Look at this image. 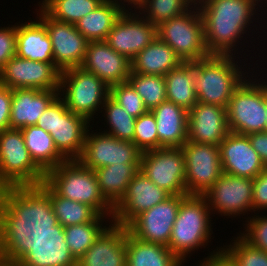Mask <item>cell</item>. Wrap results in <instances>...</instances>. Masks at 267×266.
<instances>
[{
	"instance_id": "1",
	"label": "cell",
	"mask_w": 267,
	"mask_h": 266,
	"mask_svg": "<svg viewBox=\"0 0 267 266\" xmlns=\"http://www.w3.org/2000/svg\"><path fill=\"white\" fill-rule=\"evenodd\" d=\"M58 224L40 185L0 188V261L16 264Z\"/></svg>"
},
{
	"instance_id": "2",
	"label": "cell",
	"mask_w": 267,
	"mask_h": 266,
	"mask_svg": "<svg viewBox=\"0 0 267 266\" xmlns=\"http://www.w3.org/2000/svg\"><path fill=\"white\" fill-rule=\"evenodd\" d=\"M196 5L203 19L205 46L210 54L233 55L238 50L237 44L241 45L239 40L248 28L251 30L250 24L259 15L258 0H197Z\"/></svg>"
},
{
	"instance_id": "3",
	"label": "cell",
	"mask_w": 267,
	"mask_h": 266,
	"mask_svg": "<svg viewBox=\"0 0 267 266\" xmlns=\"http://www.w3.org/2000/svg\"><path fill=\"white\" fill-rule=\"evenodd\" d=\"M234 57L210 54L194 62V85L198 102L227 108L235 89L250 76V70L242 71L243 65H237L239 60L235 61Z\"/></svg>"
},
{
	"instance_id": "4",
	"label": "cell",
	"mask_w": 267,
	"mask_h": 266,
	"mask_svg": "<svg viewBox=\"0 0 267 266\" xmlns=\"http://www.w3.org/2000/svg\"><path fill=\"white\" fill-rule=\"evenodd\" d=\"M45 182L61 197L88 204L112 222L113 206L102 195L94 170L78 159L66 160L45 174Z\"/></svg>"
},
{
	"instance_id": "5",
	"label": "cell",
	"mask_w": 267,
	"mask_h": 266,
	"mask_svg": "<svg viewBox=\"0 0 267 266\" xmlns=\"http://www.w3.org/2000/svg\"><path fill=\"white\" fill-rule=\"evenodd\" d=\"M210 213L203 196L187 195L181 201L167 247L183 264L191 252L201 246L205 248L211 241L213 231Z\"/></svg>"
},
{
	"instance_id": "6",
	"label": "cell",
	"mask_w": 267,
	"mask_h": 266,
	"mask_svg": "<svg viewBox=\"0 0 267 266\" xmlns=\"http://www.w3.org/2000/svg\"><path fill=\"white\" fill-rule=\"evenodd\" d=\"M59 96L63 97L69 111L90 122L95 120V114L102 113L109 86L82 67H72L61 71Z\"/></svg>"
},
{
	"instance_id": "7",
	"label": "cell",
	"mask_w": 267,
	"mask_h": 266,
	"mask_svg": "<svg viewBox=\"0 0 267 266\" xmlns=\"http://www.w3.org/2000/svg\"><path fill=\"white\" fill-rule=\"evenodd\" d=\"M45 173L34 163L21 129L0 132V188L40 185Z\"/></svg>"
},
{
	"instance_id": "8",
	"label": "cell",
	"mask_w": 267,
	"mask_h": 266,
	"mask_svg": "<svg viewBox=\"0 0 267 266\" xmlns=\"http://www.w3.org/2000/svg\"><path fill=\"white\" fill-rule=\"evenodd\" d=\"M157 36L176 52L182 62L193 63L210 55L205 46L203 19L196 3L187 12L157 26Z\"/></svg>"
},
{
	"instance_id": "9",
	"label": "cell",
	"mask_w": 267,
	"mask_h": 266,
	"mask_svg": "<svg viewBox=\"0 0 267 266\" xmlns=\"http://www.w3.org/2000/svg\"><path fill=\"white\" fill-rule=\"evenodd\" d=\"M250 77L235 89L226 108L229 131L245 135L266 127L265 80Z\"/></svg>"
},
{
	"instance_id": "10",
	"label": "cell",
	"mask_w": 267,
	"mask_h": 266,
	"mask_svg": "<svg viewBox=\"0 0 267 266\" xmlns=\"http://www.w3.org/2000/svg\"><path fill=\"white\" fill-rule=\"evenodd\" d=\"M140 170L170 195H187L186 166L181 147L152 149L142 152Z\"/></svg>"
},
{
	"instance_id": "11",
	"label": "cell",
	"mask_w": 267,
	"mask_h": 266,
	"mask_svg": "<svg viewBox=\"0 0 267 266\" xmlns=\"http://www.w3.org/2000/svg\"><path fill=\"white\" fill-rule=\"evenodd\" d=\"M181 148L185 158L187 195L203 196L223 174L219 146L187 141Z\"/></svg>"
},
{
	"instance_id": "12",
	"label": "cell",
	"mask_w": 267,
	"mask_h": 266,
	"mask_svg": "<svg viewBox=\"0 0 267 266\" xmlns=\"http://www.w3.org/2000/svg\"><path fill=\"white\" fill-rule=\"evenodd\" d=\"M91 132L88 129L82 154L78 158L84 166L96 170L123 163L140 164L142 151L132 141L120 140L104 132Z\"/></svg>"
},
{
	"instance_id": "13",
	"label": "cell",
	"mask_w": 267,
	"mask_h": 266,
	"mask_svg": "<svg viewBox=\"0 0 267 266\" xmlns=\"http://www.w3.org/2000/svg\"><path fill=\"white\" fill-rule=\"evenodd\" d=\"M253 178L237 177L223 173L204 194L212 214L234 218L253 212ZM217 211V212H216ZM241 214V215H240Z\"/></svg>"
},
{
	"instance_id": "14",
	"label": "cell",
	"mask_w": 267,
	"mask_h": 266,
	"mask_svg": "<svg viewBox=\"0 0 267 266\" xmlns=\"http://www.w3.org/2000/svg\"><path fill=\"white\" fill-rule=\"evenodd\" d=\"M61 70L54 63L12 57L0 69V85L9 89L59 90Z\"/></svg>"
},
{
	"instance_id": "15",
	"label": "cell",
	"mask_w": 267,
	"mask_h": 266,
	"mask_svg": "<svg viewBox=\"0 0 267 266\" xmlns=\"http://www.w3.org/2000/svg\"><path fill=\"white\" fill-rule=\"evenodd\" d=\"M37 12V18L45 25L52 42L54 64L61 71L81 67L89 41L74 24L52 19L40 7Z\"/></svg>"
},
{
	"instance_id": "16",
	"label": "cell",
	"mask_w": 267,
	"mask_h": 266,
	"mask_svg": "<svg viewBox=\"0 0 267 266\" xmlns=\"http://www.w3.org/2000/svg\"><path fill=\"white\" fill-rule=\"evenodd\" d=\"M187 195H171L165 201L139 214L128 226L137 239L168 246L181 201Z\"/></svg>"
},
{
	"instance_id": "17",
	"label": "cell",
	"mask_w": 267,
	"mask_h": 266,
	"mask_svg": "<svg viewBox=\"0 0 267 266\" xmlns=\"http://www.w3.org/2000/svg\"><path fill=\"white\" fill-rule=\"evenodd\" d=\"M129 7L115 22L105 42L131 61L134 56L156 39L157 26L140 16L136 10L133 13L131 6Z\"/></svg>"
},
{
	"instance_id": "18",
	"label": "cell",
	"mask_w": 267,
	"mask_h": 266,
	"mask_svg": "<svg viewBox=\"0 0 267 266\" xmlns=\"http://www.w3.org/2000/svg\"><path fill=\"white\" fill-rule=\"evenodd\" d=\"M170 196L166 190L156 186L139 170L129 183L123 198L113 207L112 222L127 227L139 214Z\"/></svg>"
},
{
	"instance_id": "19",
	"label": "cell",
	"mask_w": 267,
	"mask_h": 266,
	"mask_svg": "<svg viewBox=\"0 0 267 266\" xmlns=\"http://www.w3.org/2000/svg\"><path fill=\"white\" fill-rule=\"evenodd\" d=\"M90 123L85 117L69 111L62 97L58 95L55 98V123L50 135L58 151L67 160L81 156Z\"/></svg>"
},
{
	"instance_id": "20",
	"label": "cell",
	"mask_w": 267,
	"mask_h": 266,
	"mask_svg": "<svg viewBox=\"0 0 267 266\" xmlns=\"http://www.w3.org/2000/svg\"><path fill=\"white\" fill-rule=\"evenodd\" d=\"M218 146L223 173L254 179L267 168L248 135L230 131Z\"/></svg>"
},
{
	"instance_id": "21",
	"label": "cell",
	"mask_w": 267,
	"mask_h": 266,
	"mask_svg": "<svg viewBox=\"0 0 267 266\" xmlns=\"http://www.w3.org/2000/svg\"><path fill=\"white\" fill-rule=\"evenodd\" d=\"M81 67L95 74L110 87L128 81L131 61L112 49L105 41H96L88 43Z\"/></svg>"
},
{
	"instance_id": "22",
	"label": "cell",
	"mask_w": 267,
	"mask_h": 266,
	"mask_svg": "<svg viewBox=\"0 0 267 266\" xmlns=\"http://www.w3.org/2000/svg\"><path fill=\"white\" fill-rule=\"evenodd\" d=\"M187 127V141L219 145L230 132L227 110L220 105L197 102L188 111Z\"/></svg>"
},
{
	"instance_id": "23",
	"label": "cell",
	"mask_w": 267,
	"mask_h": 266,
	"mask_svg": "<svg viewBox=\"0 0 267 266\" xmlns=\"http://www.w3.org/2000/svg\"><path fill=\"white\" fill-rule=\"evenodd\" d=\"M108 226L77 260V266H127L126 227L113 222Z\"/></svg>"
},
{
	"instance_id": "24",
	"label": "cell",
	"mask_w": 267,
	"mask_h": 266,
	"mask_svg": "<svg viewBox=\"0 0 267 266\" xmlns=\"http://www.w3.org/2000/svg\"><path fill=\"white\" fill-rule=\"evenodd\" d=\"M17 266H77L65 241L64 227L58 224L40 239L17 263Z\"/></svg>"
},
{
	"instance_id": "25",
	"label": "cell",
	"mask_w": 267,
	"mask_h": 266,
	"mask_svg": "<svg viewBox=\"0 0 267 266\" xmlns=\"http://www.w3.org/2000/svg\"><path fill=\"white\" fill-rule=\"evenodd\" d=\"M58 95L59 90L13 89L10 128L22 129L36 125L39 117Z\"/></svg>"
},
{
	"instance_id": "26",
	"label": "cell",
	"mask_w": 267,
	"mask_h": 266,
	"mask_svg": "<svg viewBox=\"0 0 267 266\" xmlns=\"http://www.w3.org/2000/svg\"><path fill=\"white\" fill-rule=\"evenodd\" d=\"M155 116L159 148L182 147L188 138V111L165 101L151 110Z\"/></svg>"
},
{
	"instance_id": "27",
	"label": "cell",
	"mask_w": 267,
	"mask_h": 266,
	"mask_svg": "<svg viewBox=\"0 0 267 266\" xmlns=\"http://www.w3.org/2000/svg\"><path fill=\"white\" fill-rule=\"evenodd\" d=\"M17 24L16 56L22 59L54 63L53 47L45 25L38 19Z\"/></svg>"
},
{
	"instance_id": "28",
	"label": "cell",
	"mask_w": 267,
	"mask_h": 266,
	"mask_svg": "<svg viewBox=\"0 0 267 266\" xmlns=\"http://www.w3.org/2000/svg\"><path fill=\"white\" fill-rule=\"evenodd\" d=\"M182 60L176 52L158 36L131 59V71L139 74L165 76Z\"/></svg>"
},
{
	"instance_id": "29",
	"label": "cell",
	"mask_w": 267,
	"mask_h": 266,
	"mask_svg": "<svg viewBox=\"0 0 267 266\" xmlns=\"http://www.w3.org/2000/svg\"><path fill=\"white\" fill-rule=\"evenodd\" d=\"M121 2L104 0L95 10L75 23L76 29L89 42L105 41L115 22L126 10L125 2Z\"/></svg>"
},
{
	"instance_id": "30",
	"label": "cell",
	"mask_w": 267,
	"mask_h": 266,
	"mask_svg": "<svg viewBox=\"0 0 267 266\" xmlns=\"http://www.w3.org/2000/svg\"><path fill=\"white\" fill-rule=\"evenodd\" d=\"M127 266H182L167 246L134 237L126 227Z\"/></svg>"
},
{
	"instance_id": "31",
	"label": "cell",
	"mask_w": 267,
	"mask_h": 266,
	"mask_svg": "<svg viewBox=\"0 0 267 266\" xmlns=\"http://www.w3.org/2000/svg\"><path fill=\"white\" fill-rule=\"evenodd\" d=\"M21 132L32 160L45 174L67 160L46 130L33 125L22 128Z\"/></svg>"
},
{
	"instance_id": "32",
	"label": "cell",
	"mask_w": 267,
	"mask_h": 266,
	"mask_svg": "<svg viewBox=\"0 0 267 266\" xmlns=\"http://www.w3.org/2000/svg\"><path fill=\"white\" fill-rule=\"evenodd\" d=\"M167 101L191 110L198 102L194 85V62H182L164 76Z\"/></svg>"
},
{
	"instance_id": "33",
	"label": "cell",
	"mask_w": 267,
	"mask_h": 266,
	"mask_svg": "<svg viewBox=\"0 0 267 266\" xmlns=\"http://www.w3.org/2000/svg\"><path fill=\"white\" fill-rule=\"evenodd\" d=\"M140 170V164L109 165L94 170L100 191L114 207L125 195L134 175Z\"/></svg>"
},
{
	"instance_id": "34",
	"label": "cell",
	"mask_w": 267,
	"mask_h": 266,
	"mask_svg": "<svg viewBox=\"0 0 267 266\" xmlns=\"http://www.w3.org/2000/svg\"><path fill=\"white\" fill-rule=\"evenodd\" d=\"M40 186L50 196L54 214L63 227L93 222L100 215L88 204L59 196L45 181Z\"/></svg>"
},
{
	"instance_id": "35",
	"label": "cell",
	"mask_w": 267,
	"mask_h": 266,
	"mask_svg": "<svg viewBox=\"0 0 267 266\" xmlns=\"http://www.w3.org/2000/svg\"><path fill=\"white\" fill-rule=\"evenodd\" d=\"M195 3V0H138L132 8L138 10L144 19L159 26L162 22L187 12Z\"/></svg>"
},
{
	"instance_id": "36",
	"label": "cell",
	"mask_w": 267,
	"mask_h": 266,
	"mask_svg": "<svg viewBox=\"0 0 267 266\" xmlns=\"http://www.w3.org/2000/svg\"><path fill=\"white\" fill-rule=\"evenodd\" d=\"M104 0H42L39 7L52 19L74 24Z\"/></svg>"
},
{
	"instance_id": "37",
	"label": "cell",
	"mask_w": 267,
	"mask_h": 266,
	"mask_svg": "<svg viewBox=\"0 0 267 266\" xmlns=\"http://www.w3.org/2000/svg\"><path fill=\"white\" fill-rule=\"evenodd\" d=\"M99 215L93 222L64 227L65 241L71 254L78 260L108 227L104 226V218Z\"/></svg>"
},
{
	"instance_id": "38",
	"label": "cell",
	"mask_w": 267,
	"mask_h": 266,
	"mask_svg": "<svg viewBox=\"0 0 267 266\" xmlns=\"http://www.w3.org/2000/svg\"><path fill=\"white\" fill-rule=\"evenodd\" d=\"M128 82L143 99L148 111L167 101L166 82L162 75L130 72Z\"/></svg>"
},
{
	"instance_id": "39",
	"label": "cell",
	"mask_w": 267,
	"mask_h": 266,
	"mask_svg": "<svg viewBox=\"0 0 267 266\" xmlns=\"http://www.w3.org/2000/svg\"><path fill=\"white\" fill-rule=\"evenodd\" d=\"M102 111L108 124V131L102 132L120 140L133 141L136 118L128 114L117 102L108 96Z\"/></svg>"
},
{
	"instance_id": "40",
	"label": "cell",
	"mask_w": 267,
	"mask_h": 266,
	"mask_svg": "<svg viewBox=\"0 0 267 266\" xmlns=\"http://www.w3.org/2000/svg\"><path fill=\"white\" fill-rule=\"evenodd\" d=\"M231 240L222 250L233 260L236 266H267V252L251 246L240 235Z\"/></svg>"
},
{
	"instance_id": "41",
	"label": "cell",
	"mask_w": 267,
	"mask_h": 266,
	"mask_svg": "<svg viewBox=\"0 0 267 266\" xmlns=\"http://www.w3.org/2000/svg\"><path fill=\"white\" fill-rule=\"evenodd\" d=\"M109 96L135 118L148 112L143 99L128 81L110 86Z\"/></svg>"
},
{
	"instance_id": "42",
	"label": "cell",
	"mask_w": 267,
	"mask_h": 266,
	"mask_svg": "<svg viewBox=\"0 0 267 266\" xmlns=\"http://www.w3.org/2000/svg\"><path fill=\"white\" fill-rule=\"evenodd\" d=\"M142 152L159 149L155 116L151 111L136 118L132 141Z\"/></svg>"
},
{
	"instance_id": "43",
	"label": "cell",
	"mask_w": 267,
	"mask_h": 266,
	"mask_svg": "<svg viewBox=\"0 0 267 266\" xmlns=\"http://www.w3.org/2000/svg\"><path fill=\"white\" fill-rule=\"evenodd\" d=\"M256 214L245 221V231L239 235L251 246L267 252V216Z\"/></svg>"
},
{
	"instance_id": "44",
	"label": "cell",
	"mask_w": 267,
	"mask_h": 266,
	"mask_svg": "<svg viewBox=\"0 0 267 266\" xmlns=\"http://www.w3.org/2000/svg\"><path fill=\"white\" fill-rule=\"evenodd\" d=\"M17 25L0 27V69L16 55Z\"/></svg>"
},
{
	"instance_id": "45",
	"label": "cell",
	"mask_w": 267,
	"mask_h": 266,
	"mask_svg": "<svg viewBox=\"0 0 267 266\" xmlns=\"http://www.w3.org/2000/svg\"><path fill=\"white\" fill-rule=\"evenodd\" d=\"M252 207L254 213L267 210V168L254 178Z\"/></svg>"
},
{
	"instance_id": "46",
	"label": "cell",
	"mask_w": 267,
	"mask_h": 266,
	"mask_svg": "<svg viewBox=\"0 0 267 266\" xmlns=\"http://www.w3.org/2000/svg\"><path fill=\"white\" fill-rule=\"evenodd\" d=\"M12 90L0 85V132L10 128Z\"/></svg>"
},
{
	"instance_id": "47",
	"label": "cell",
	"mask_w": 267,
	"mask_h": 266,
	"mask_svg": "<svg viewBox=\"0 0 267 266\" xmlns=\"http://www.w3.org/2000/svg\"><path fill=\"white\" fill-rule=\"evenodd\" d=\"M215 251V252H214ZM203 261L200 260L199 265L196 266H236L233 260L219 247V250L215 249L212 253H209Z\"/></svg>"
},
{
	"instance_id": "48",
	"label": "cell",
	"mask_w": 267,
	"mask_h": 266,
	"mask_svg": "<svg viewBox=\"0 0 267 266\" xmlns=\"http://www.w3.org/2000/svg\"><path fill=\"white\" fill-rule=\"evenodd\" d=\"M253 149L259 154L262 162L267 167V132H257L248 135Z\"/></svg>"
},
{
	"instance_id": "49",
	"label": "cell",
	"mask_w": 267,
	"mask_h": 266,
	"mask_svg": "<svg viewBox=\"0 0 267 266\" xmlns=\"http://www.w3.org/2000/svg\"><path fill=\"white\" fill-rule=\"evenodd\" d=\"M55 123V99L46 108L43 114L39 117L36 124L37 127L46 130L48 133L54 130Z\"/></svg>"
},
{
	"instance_id": "50",
	"label": "cell",
	"mask_w": 267,
	"mask_h": 266,
	"mask_svg": "<svg viewBox=\"0 0 267 266\" xmlns=\"http://www.w3.org/2000/svg\"><path fill=\"white\" fill-rule=\"evenodd\" d=\"M265 105H266V127H265V131L267 132V81L265 82Z\"/></svg>"
},
{
	"instance_id": "51",
	"label": "cell",
	"mask_w": 267,
	"mask_h": 266,
	"mask_svg": "<svg viewBox=\"0 0 267 266\" xmlns=\"http://www.w3.org/2000/svg\"><path fill=\"white\" fill-rule=\"evenodd\" d=\"M263 2H264V3H263ZM258 4L261 5V6L259 5V9H260V10H264L263 7H265V4H266V7H267V0H264V1H263V0H258ZM263 4H264V5H263ZM262 5H263V6H262ZM261 8H262V9H261Z\"/></svg>"
},
{
	"instance_id": "52",
	"label": "cell",
	"mask_w": 267,
	"mask_h": 266,
	"mask_svg": "<svg viewBox=\"0 0 267 266\" xmlns=\"http://www.w3.org/2000/svg\"><path fill=\"white\" fill-rule=\"evenodd\" d=\"M121 1L128 3V4H126L127 8H128V5L131 4L130 6L132 7V4L134 5L138 0H121Z\"/></svg>"
},
{
	"instance_id": "53",
	"label": "cell",
	"mask_w": 267,
	"mask_h": 266,
	"mask_svg": "<svg viewBox=\"0 0 267 266\" xmlns=\"http://www.w3.org/2000/svg\"><path fill=\"white\" fill-rule=\"evenodd\" d=\"M0 266H17V265L13 264V263H7V262L0 261Z\"/></svg>"
}]
</instances>
